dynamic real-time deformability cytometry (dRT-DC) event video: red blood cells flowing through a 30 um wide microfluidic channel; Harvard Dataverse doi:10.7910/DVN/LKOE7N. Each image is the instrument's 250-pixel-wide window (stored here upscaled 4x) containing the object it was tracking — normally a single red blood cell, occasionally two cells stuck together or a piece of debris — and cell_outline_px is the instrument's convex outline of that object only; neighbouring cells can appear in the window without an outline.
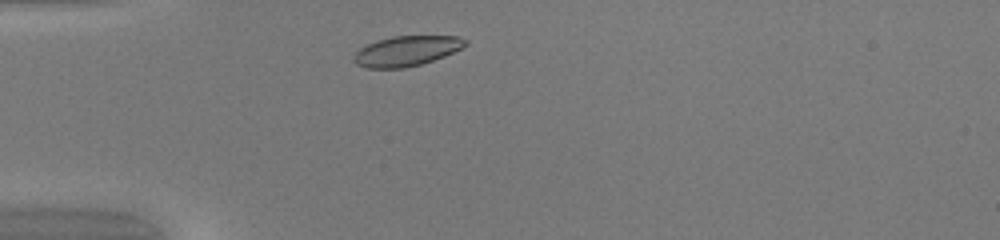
{"species": "common noctule bat (a hibernating species)", "species_latin": "Nyctalus noctula", "temperature_condition": "warm", "stored_images_in_passage": 39, "camera_frame_rate_fps": 3000, "um_per_image_px": 0.085, "animal": {"sex": "female", "body_mass_g": 20.0, "forearm_length_mm": 54.0}, "frame": {"image": 1, "passage_image": 3, "time_ms": 0.667, "image_size_px": [1000, 240], "cell_outline_px": [[468, 44], [444, 56], [420, 64], [404, 68], [368, 68], [356, 64], [352, 60], [352, 56], [360, 48], [376, 40], [392, 36], [460, 36], [468, 40]], "centroid_in_image_um": [34.53, 4.32], "position_along_channel_um": 50.5, "area_um2": 19.54}}
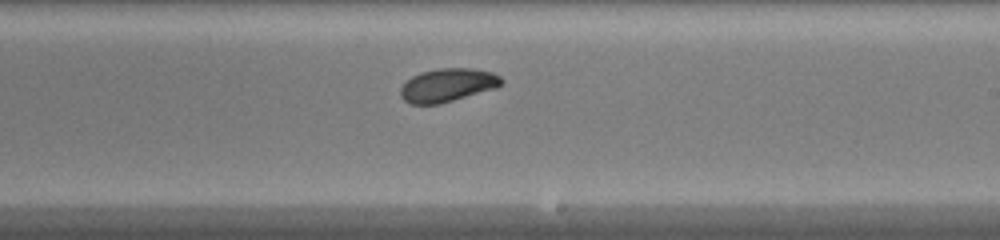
{"frame": {"image": 2, "passage_image": 19, "time_ms": 6.0, "image_size_px": [1000, 240], "cell_outline_px": [[504, 84], [496, 88], [440, 104], [408, 104], [400, 96], [400, 88], [412, 76], [420, 72], [436, 68], [468, 68], [492, 72], [500, 76], [504, 80]], "centroid_in_image_um": [38.05, 7.24], "position_along_channel_um": 250.9, "area_um2": 19.77}}
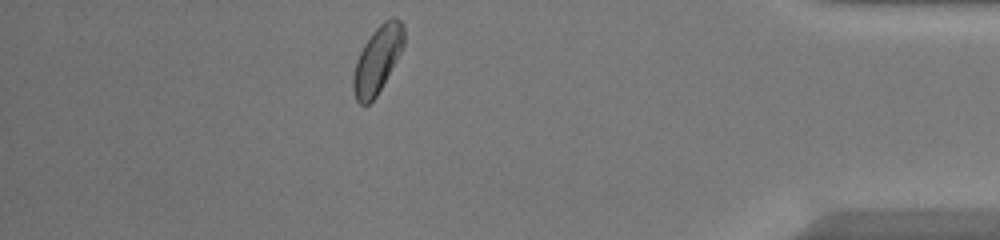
{"frame": {"image": 3, "passage_image": 33, "time_ms": 10.667, "image_size_px": [1000, 240], "cell_outline_px": [[404, 44], [400, 52], [376, 96], [368, 104], [360, 104], [356, 100], [352, 88], [352, 76], [356, 60], [364, 44], [372, 32], [384, 20], [392, 16], [396, 16], [404, 24]], "centroid_in_image_um": [32.07, 5.03], "position_along_channel_um": 403.1, "area_um2": 19.59}, "authors_computed_cell_mechanics": {"area_um2": 19.7676, "velocity_mm_per_s": 4.0887, "shape_relaxation_time_tau1_ms": 2.3688, "shape_relaxation_time_tau2_ms": null, "deformation_change_tau1": 0.111, "deformation_change_tau2": null}}